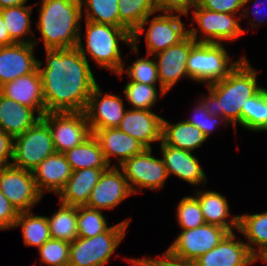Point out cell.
I'll return each mask as SVG.
<instances>
[{"label": "cell", "instance_id": "d6a6232c", "mask_svg": "<svg viewBox=\"0 0 267 266\" xmlns=\"http://www.w3.org/2000/svg\"><path fill=\"white\" fill-rule=\"evenodd\" d=\"M119 21L133 33L153 13H157L154 0H118Z\"/></svg>", "mask_w": 267, "mask_h": 266}, {"label": "cell", "instance_id": "7dc6e473", "mask_svg": "<svg viewBox=\"0 0 267 266\" xmlns=\"http://www.w3.org/2000/svg\"><path fill=\"white\" fill-rule=\"evenodd\" d=\"M251 2L252 0H245V3H244V8H245V6H246V4H248V2ZM262 1V0H261ZM262 2H264V3H261V2H259L258 0H254V2H253V5H251V6H257V7H261V6H263V5H265V6H267V0H265V1H262ZM261 3V4H260ZM266 3V4H265ZM256 7V8H257ZM253 8V7H252ZM264 8H262L261 10H259L258 8L257 9H254V11H251V14L254 16L253 17V20L251 19V20H249V23H250V26H252V27H255V28H257L258 27V23H259V25H262V23H264L265 22V20H263V16H261L262 18L261 19H259V18H257L256 17V15H258V14H260L261 12H264V10H263ZM267 10V9H266ZM265 19V18H264Z\"/></svg>", "mask_w": 267, "mask_h": 266}, {"label": "cell", "instance_id": "f1b7e54d", "mask_svg": "<svg viewBox=\"0 0 267 266\" xmlns=\"http://www.w3.org/2000/svg\"><path fill=\"white\" fill-rule=\"evenodd\" d=\"M238 216L237 232L246 238L250 252L255 256L267 249V211Z\"/></svg>", "mask_w": 267, "mask_h": 266}, {"label": "cell", "instance_id": "3957f363", "mask_svg": "<svg viewBox=\"0 0 267 266\" xmlns=\"http://www.w3.org/2000/svg\"><path fill=\"white\" fill-rule=\"evenodd\" d=\"M40 32L45 49L77 47L81 33L82 6L80 0H42L38 2Z\"/></svg>", "mask_w": 267, "mask_h": 266}, {"label": "cell", "instance_id": "1f68e13d", "mask_svg": "<svg viewBox=\"0 0 267 266\" xmlns=\"http://www.w3.org/2000/svg\"><path fill=\"white\" fill-rule=\"evenodd\" d=\"M47 218L52 239L72 243L78 237L77 206L60 203V208Z\"/></svg>", "mask_w": 267, "mask_h": 266}, {"label": "cell", "instance_id": "f907efd6", "mask_svg": "<svg viewBox=\"0 0 267 266\" xmlns=\"http://www.w3.org/2000/svg\"><path fill=\"white\" fill-rule=\"evenodd\" d=\"M259 259L261 262H264L265 265H267V249H264L255 255V263L259 261Z\"/></svg>", "mask_w": 267, "mask_h": 266}, {"label": "cell", "instance_id": "277c9868", "mask_svg": "<svg viewBox=\"0 0 267 266\" xmlns=\"http://www.w3.org/2000/svg\"><path fill=\"white\" fill-rule=\"evenodd\" d=\"M85 48L82 35L79 34L77 49L87 59V55L94 60L96 65L120 73L125 65L122 59L120 41L132 45V33L127 28L117 27L111 24L95 23L85 20Z\"/></svg>", "mask_w": 267, "mask_h": 266}, {"label": "cell", "instance_id": "5bb4252c", "mask_svg": "<svg viewBox=\"0 0 267 266\" xmlns=\"http://www.w3.org/2000/svg\"><path fill=\"white\" fill-rule=\"evenodd\" d=\"M130 195H133V192L123 170L110 166L101 174L85 206L101 211L113 210Z\"/></svg>", "mask_w": 267, "mask_h": 266}, {"label": "cell", "instance_id": "8d00e7d4", "mask_svg": "<svg viewBox=\"0 0 267 266\" xmlns=\"http://www.w3.org/2000/svg\"><path fill=\"white\" fill-rule=\"evenodd\" d=\"M102 213L87 206H77L78 237L90 238L105 232L110 226Z\"/></svg>", "mask_w": 267, "mask_h": 266}, {"label": "cell", "instance_id": "bcb514c9", "mask_svg": "<svg viewBox=\"0 0 267 266\" xmlns=\"http://www.w3.org/2000/svg\"><path fill=\"white\" fill-rule=\"evenodd\" d=\"M13 147L14 138L0 129V168L12 164Z\"/></svg>", "mask_w": 267, "mask_h": 266}, {"label": "cell", "instance_id": "e0dca14e", "mask_svg": "<svg viewBox=\"0 0 267 266\" xmlns=\"http://www.w3.org/2000/svg\"><path fill=\"white\" fill-rule=\"evenodd\" d=\"M194 263L196 266H250L255 263V256L244 241L237 240L236 234L230 232Z\"/></svg>", "mask_w": 267, "mask_h": 266}, {"label": "cell", "instance_id": "60d3db41", "mask_svg": "<svg viewBox=\"0 0 267 266\" xmlns=\"http://www.w3.org/2000/svg\"><path fill=\"white\" fill-rule=\"evenodd\" d=\"M195 105L193 109L195 113L185 121L199 128L207 138H209L217 126L221 124H224L225 127L229 126V123L222 116L211 115L200 99Z\"/></svg>", "mask_w": 267, "mask_h": 266}, {"label": "cell", "instance_id": "d4e9b609", "mask_svg": "<svg viewBox=\"0 0 267 266\" xmlns=\"http://www.w3.org/2000/svg\"><path fill=\"white\" fill-rule=\"evenodd\" d=\"M197 198L205 223L225 228L229 233L238 230V215L230 216L228 200L216 191H202L197 188L194 193Z\"/></svg>", "mask_w": 267, "mask_h": 266}, {"label": "cell", "instance_id": "7a4b0ae2", "mask_svg": "<svg viewBox=\"0 0 267 266\" xmlns=\"http://www.w3.org/2000/svg\"><path fill=\"white\" fill-rule=\"evenodd\" d=\"M258 71L245 57L224 79L206 86L208 95L199 97L211 115L222 116L236 132L242 127V108L262 87L257 82Z\"/></svg>", "mask_w": 267, "mask_h": 266}, {"label": "cell", "instance_id": "f6af8a7d", "mask_svg": "<svg viewBox=\"0 0 267 266\" xmlns=\"http://www.w3.org/2000/svg\"><path fill=\"white\" fill-rule=\"evenodd\" d=\"M18 214L17 209L0 190V231L13 229Z\"/></svg>", "mask_w": 267, "mask_h": 266}, {"label": "cell", "instance_id": "4dcf8cb0", "mask_svg": "<svg viewBox=\"0 0 267 266\" xmlns=\"http://www.w3.org/2000/svg\"><path fill=\"white\" fill-rule=\"evenodd\" d=\"M21 227L22 237L26 247H41L51 239L47 216L33 214V210L19 212L13 228Z\"/></svg>", "mask_w": 267, "mask_h": 266}, {"label": "cell", "instance_id": "ac0fdd59", "mask_svg": "<svg viewBox=\"0 0 267 266\" xmlns=\"http://www.w3.org/2000/svg\"><path fill=\"white\" fill-rule=\"evenodd\" d=\"M34 44L15 43L0 47V87L38 68Z\"/></svg>", "mask_w": 267, "mask_h": 266}, {"label": "cell", "instance_id": "7bdbcfd3", "mask_svg": "<svg viewBox=\"0 0 267 266\" xmlns=\"http://www.w3.org/2000/svg\"><path fill=\"white\" fill-rule=\"evenodd\" d=\"M133 266H196L194 262L181 261L171 257L164 252L161 255H156L155 258H125Z\"/></svg>", "mask_w": 267, "mask_h": 266}, {"label": "cell", "instance_id": "8fae6325", "mask_svg": "<svg viewBox=\"0 0 267 266\" xmlns=\"http://www.w3.org/2000/svg\"><path fill=\"white\" fill-rule=\"evenodd\" d=\"M152 152V148H146L119 167L133 194L140 193L143 188L153 191L162 189L169 177L162 157L156 158Z\"/></svg>", "mask_w": 267, "mask_h": 266}, {"label": "cell", "instance_id": "c3c4849f", "mask_svg": "<svg viewBox=\"0 0 267 266\" xmlns=\"http://www.w3.org/2000/svg\"><path fill=\"white\" fill-rule=\"evenodd\" d=\"M15 44V42L10 38L9 32L5 26L2 14L0 12V47L9 46Z\"/></svg>", "mask_w": 267, "mask_h": 266}, {"label": "cell", "instance_id": "f35d334b", "mask_svg": "<svg viewBox=\"0 0 267 266\" xmlns=\"http://www.w3.org/2000/svg\"><path fill=\"white\" fill-rule=\"evenodd\" d=\"M178 225L189 230L205 224L200 204L195 196H184L176 208Z\"/></svg>", "mask_w": 267, "mask_h": 266}, {"label": "cell", "instance_id": "4316f807", "mask_svg": "<svg viewBox=\"0 0 267 266\" xmlns=\"http://www.w3.org/2000/svg\"><path fill=\"white\" fill-rule=\"evenodd\" d=\"M208 140L204 133L187 121L170 123L162 119V141L170 146L193 152Z\"/></svg>", "mask_w": 267, "mask_h": 266}, {"label": "cell", "instance_id": "30bf717a", "mask_svg": "<svg viewBox=\"0 0 267 266\" xmlns=\"http://www.w3.org/2000/svg\"><path fill=\"white\" fill-rule=\"evenodd\" d=\"M228 233L225 228L205 223L194 229L182 230L165 252L175 259L194 262L217 246Z\"/></svg>", "mask_w": 267, "mask_h": 266}, {"label": "cell", "instance_id": "7c38bea8", "mask_svg": "<svg viewBox=\"0 0 267 266\" xmlns=\"http://www.w3.org/2000/svg\"><path fill=\"white\" fill-rule=\"evenodd\" d=\"M41 118L49 125L57 153H65L92 135L85 112H50Z\"/></svg>", "mask_w": 267, "mask_h": 266}, {"label": "cell", "instance_id": "5b68a950", "mask_svg": "<svg viewBox=\"0 0 267 266\" xmlns=\"http://www.w3.org/2000/svg\"><path fill=\"white\" fill-rule=\"evenodd\" d=\"M232 61L224 44L197 42L187 60V72L190 80L206 83V86L227 77L245 58ZM231 59V60H230Z\"/></svg>", "mask_w": 267, "mask_h": 266}, {"label": "cell", "instance_id": "ab89813d", "mask_svg": "<svg viewBox=\"0 0 267 266\" xmlns=\"http://www.w3.org/2000/svg\"><path fill=\"white\" fill-rule=\"evenodd\" d=\"M40 263L47 266H68L70 243L59 239H49L38 248Z\"/></svg>", "mask_w": 267, "mask_h": 266}, {"label": "cell", "instance_id": "ee69618b", "mask_svg": "<svg viewBox=\"0 0 267 266\" xmlns=\"http://www.w3.org/2000/svg\"><path fill=\"white\" fill-rule=\"evenodd\" d=\"M157 12L176 13L184 16L189 15V10H193L199 4V0H154Z\"/></svg>", "mask_w": 267, "mask_h": 266}, {"label": "cell", "instance_id": "e575fe53", "mask_svg": "<svg viewBox=\"0 0 267 266\" xmlns=\"http://www.w3.org/2000/svg\"><path fill=\"white\" fill-rule=\"evenodd\" d=\"M267 122V89L262 87L242 108V127L258 132Z\"/></svg>", "mask_w": 267, "mask_h": 266}, {"label": "cell", "instance_id": "9c48e42d", "mask_svg": "<svg viewBox=\"0 0 267 266\" xmlns=\"http://www.w3.org/2000/svg\"><path fill=\"white\" fill-rule=\"evenodd\" d=\"M56 153L49 125L40 118L23 134L14 138V167L33 171L48 156Z\"/></svg>", "mask_w": 267, "mask_h": 266}, {"label": "cell", "instance_id": "816d5d0a", "mask_svg": "<svg viewBox=\"0 0 267 266\" xmlns=\"http://www.w3.org/2000/svg\"><path fill=\"white\" fill-rule=\"evenodd\" d=\"M267 132V122H266V124L258 131V132Z\"/></svg>", "mask_w": 267, "mask_h": 266}, {"label": "cell", "instance_id": "9a60e30c", "mask_svg": "<svg viewBox=\"0 0 267 266\" xmlns=\"http://www.w3.org/2000/svg\"><path fill=\"white\" fill-rule=\"evenodd\" d=\"M126 110L122 97L112 93L104 94L100 85L97 84L89 97L84 112L92 132L94 130L118 127Z\"/></svg>", "mask_w": 267, "mask_h": 266}, {"label": "cell", "instance_id": "cb8c5ba5", "mask_svg": "<svg viewBox=\"0 0 267 266\" xmlns=\"http://www.w3.org/2000/svg\"><path fill=\"white\" fill-rule=\"evenodd\" d=\"M107 169L83 168L73 171L71 177L57 195L59 196L60 203L72 206H85L101 174Z\"/></svg>", "mask_w": 267, "mask_h": 266}, {"label": "cell", "instance_id": "2e32d148", "mask_svg": "<svg viewBox=\"0 0 267 266\" xmlns=\"http://www.w3.org/2000/svg\"><path fill=\"white\" fill-rule=\"evenodd\" d=\"M197 42L189 35L179 44L168 47L153 57L156 60L161 90L168 93L181 78H189L187 60L191 48ZM158 60V61H157Z\"/></svg>", "mask_w": 267, "mask_h": 266}, {"label": "cell", "instance_id": "ba28073f", "mask_svg": "<svg viewBox=\"0 0 267 266\" xmlns=\"http://www.w3.org/2000/svg\"><path fill=\"white\" fill-rule=\"evenodd\" d=\"M242 14V12L238 15L215 12L198 5L192 10L193 21L191 25L196 22L199 27L193 26L188 29V35L196 42L201 43L222 44L225 40L235 41L246 32L239 23ZM199 30L202 34L200 38L198 37Z\"/></svg>", "mask_w": 267, "mask_h": 266}, {"label": "cell", "instance_id": "52a82bcc", "mask_svg": "<svg viewBox=\"0 0 267 266\" xmlns=\"http://www.w3.org/2000/svg\"><path fill=\"white\" fill-rule=\"evenodd\" d=\"M153 13L152 19L148 16L141 25L132 33V45L131 51L135 55L138 54V43L140 36L143 35L146 38L147 54L156 55L159 52L164 51L168 47L179 44L188 36V29L184 27L181 20V14H172L160 12V15ZM150 19V20H149ZM150 23V24H149ZM149 24L148 29L145 25Z\"/></svg>", "mask_w": 267, "mask_h": 266}, {"label": "cell", "instance_id": "603a6c76", "mask_svg": "<svg viewBox=\"0 0 267 266\" xmlns=\"http://www.w3.org/2000/svg\"><path fill=\"white\" fill-rule=\"evenodd\" d=\"M72 172L65 154L57 152L48 156L32 171L37 189L43 196L46 192L58 195Z\"/></svg>", "mask_w": 267, "mask_h": 266}, {"label": "cell", "instance_id": "6da1fadb", "mask_svg": "<svg viewBox=\"0 0 267 266\" xmlns=\"http://www.w3.org/2000/svg\"><path fill=\"white\" fill-rule=\"evenodd\" d=\"M46 63L38 60L46 113L84 112L98 84L87 59L75 48L45 49Z\"/></svg>", "mask_w": 267, "mask_h": 266}, {"label": "cell", "instance_id": "d590c367", "mask_svg": "<svg viewBox=\"0 0 267 266\" xmlns=\"http://www.w3.org/2000/svg\"><path fill=\"white\" fill-rule=\"evenodd\" d=\"M124 86L122 93L132 107L129 109L151 110L159 100L158 97L166 95L165 91L157 89V85L129 81Z\"/></svg>", "mask_w": 267, "mask_h": 266}, {"label": "cell", "instance_id": "4fadbf2b", "mask_svg": "<svg viewBox=\"0 0 267 266\" xmlns=\"http://www.w3.org/2000/svg\"><path fill=\"white\" fill-rule=\"evenodd\" d=\"M0 190L18 212L32 210L43 198L33 173L13 165L0 168Z\"/></svg>", "mask_w": 267, "mask_h": 266}, {"label": "cell", "instance_id": "d6986e66", "mask_svg": "<svg viewBox=\"0 0 267 266\" xmlns=\"http://www.w3.org/2000/svg\"><path fill=\"white\" fill-rule=\"evenodd\" d=\"M162 119L152 110L127 109L118 128L138 140L145 148L162 141Z\"/></svg>", "mask_w": 267, "mask_h": 266}, {"label": "cell", "instance_id": "83f0119b", "mask_svg": "<svg viewBox=\"0 0 267 266\" xmlns=\"http://www.w3.org/2000/svg\"><path fill=\"white\" fill-rule=\"evenodd\" d=\"M32 5H20L0 9L10 38L15 43L37 44L31 25ZM31 37L29 34H31ZM28 35V36H26Z\"/></svg>", "mask_w": 267, "mask_h": 266}, {"label": "cell", "instance_id": "b9f144b4", "mask_svg": "<svg viewBox=\"0 0 267 266\" xmlns=\"http://www.w3.org/2000/svg\"><path fill=\"white\" fill-rule=\"evenodd\" d=\"M245 0H199V6L215 12L236 14L242 11L241 19H247L250 11L244 9ZM249 12V13H248Z\"/></svg>", "mask_w": 267, "mask_h": 266}, {"label": "cell", "instance_id": "44dd1931", "mask_svg": "<svg viewBox=\"0 0 267 266\" xmlns=\"http://www.w3.org/2000/svg\"><path fill=\"white\" fill-rule=\"evenodd\" d=\"M0 93L19 104L32 108L40 117L46 113L38 68L28 75L5 83L0 87Z\"/></svg>", "mask_w": 267, "mask_h": 266}, {"label": "cell", "instance_id": "8992f818", "mask_svg": "<svg viewBox=\"0 0 267 266\" xmlns=\"http://www.w3.org/2000/svg\"><path fill=\"white\" fill-rule=\"evenodd\" d=\"M130 221L126 218L94 237H77L70 243L68 266H105L125 237Z\"/></svg>", "mask_w": 267, "mask_h": 266}, {"label": "cell", "instance_id": "f546056e", "mask_svg": "<svg viewBox=\"0 0 267 266\" xmlns=\"http://www.w3.org/2000/svg\"><path fill=\"white\" fill-rule=\"evenodd\" d=\"M73 171L83 168H109L103 151L93 134L82 144L67 150L65 153Z\"/></svg>", "mask_w": 267, "mask_h": 266}, {"label": "cell", "instance_id": "ffe728a7", "mask_svg": "<svg viewBox=\"0 0 267 266\" xmlns=\"http://www.w3.org/2000/svg\"><path fill=\"white\" fill-rule=\"evenodd\" d=\"M160 148L168 176L173 174L194 188L201 183L205 186L206 174L193 152L167 145L163 141L160 142Z\"/></svg>", "mask_w": 267, "mask_h": 266}, {"label": "cell", "instance_id": "7402d4cb", "mask_svg": "<svg viewBox=\"0 0 267 266\" xmlns=\"http://www.w3.org/2000/svg\"><path fill=\"white\" fill-rule=\"evenodd\" d=\"M92 134L97 139L110 166L119 167L127 159L146 149L138 140L121 131L118 127L94 130ZM112 157L116 159L117 164L111 165Z\"/></svg>", "mask_w": 267, "mask_h": 266}, {"label": "cell", "instance_id": "484cf974", "mask_svg": "<svg viewBox=\"0 0 267 266\" xmlns=\"http://www.w3.org/2000/svg\"><path fill=\"white\" fill-rule=\"evenodd\" d=\"M25 105L19 104L0 93V129L13 138L23 134L41 117Z\"/></svg>", "mask_w": 267, "mask_h": 266}, {"label": "cell", "instance_id": "836d02e7", "mask_svg": "<svg viewBox=\"0 0 267 266\" xmlns=\"http://www.w3.org/2000/svg\"><path fill=\"white\" fill-rule=\"evenodd\" d=\"M80 2L82 17L85 15V20L126 28L119 21L118 0H80Z\"/></svg>", "mask_w": 267, "mask_h": 266}, {"label": "cell", "instance_id": "74e56055", "mask_svg": "<svg viewBox=\"0 0 267 266\" xmlns=\"http://www.w3.org/2000/svg\"><path fill=\"white\" fill-rule=\"evenodd\" d=\"M143 58H137L132 64L125 68L126 64L122 67L120 73L116 75L122 78L124 72L130 77L129 81L157 85L159 83V89L161 90V85L158 78L157 64L156 60L150 59L151 55ZM126 69V70H125Z\"/></svg>", "mask_w": 267, "mask_h": 266}, {"label": "cell", "instance_id": "681fc988", "mask_svg": "<svg viewBox=\"0 0 267 266\" xmlns=\"http://www.w3.org/2000/svg\"><path fill=\"white\" fill-rule=\"evenodd\" d=\"M27 1L28 0H0V9L6 8V7L26 5Z\"/></svg>", "mask_w": 267, "mask_h": 266}]
</instances>
